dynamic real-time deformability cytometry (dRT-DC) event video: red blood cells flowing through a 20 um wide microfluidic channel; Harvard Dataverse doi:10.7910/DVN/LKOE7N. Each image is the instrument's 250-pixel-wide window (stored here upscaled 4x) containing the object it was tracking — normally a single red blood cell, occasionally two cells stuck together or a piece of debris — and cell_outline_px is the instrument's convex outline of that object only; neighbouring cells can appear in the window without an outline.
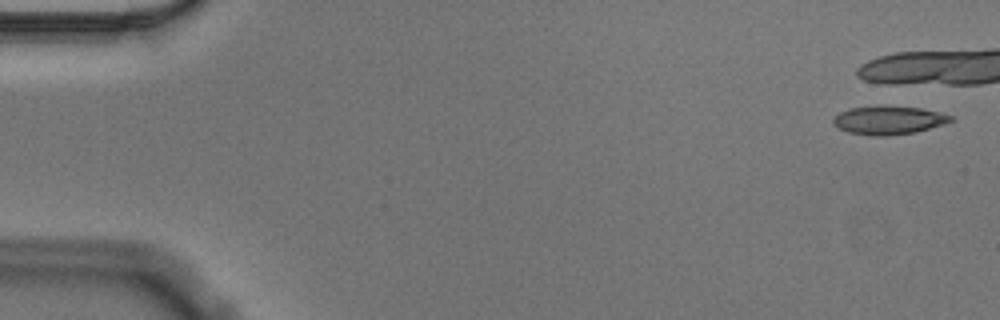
{"species": "Egyptian fruit bat (a non-hibernating species)", "species_latin": "Rousettus aegyptiacus", "temperature_condition": "cold", "stored_images_in_passage": 3, "camera_frame_rate_fps": 3000, "um_per_image_px": 0.085, "animal": {"sex": "male"}, "frame": {"image": 1, "passage_image": 2, "time_ms": 0.333, "image_size_px": [1000, 320], "cell_outline_px": [[956, 120], [944, 124], [916, 132], [884, 136], [876, 136], [848, 132], [832, 124], [832, 120], [840, 112], [852, 108], [920, 108], [940, 112], [952, 116]], "centroid_in_image_um": [75.58, 10.25], "position_along_channel_um": 9.4, "area_um2": 18.73}}